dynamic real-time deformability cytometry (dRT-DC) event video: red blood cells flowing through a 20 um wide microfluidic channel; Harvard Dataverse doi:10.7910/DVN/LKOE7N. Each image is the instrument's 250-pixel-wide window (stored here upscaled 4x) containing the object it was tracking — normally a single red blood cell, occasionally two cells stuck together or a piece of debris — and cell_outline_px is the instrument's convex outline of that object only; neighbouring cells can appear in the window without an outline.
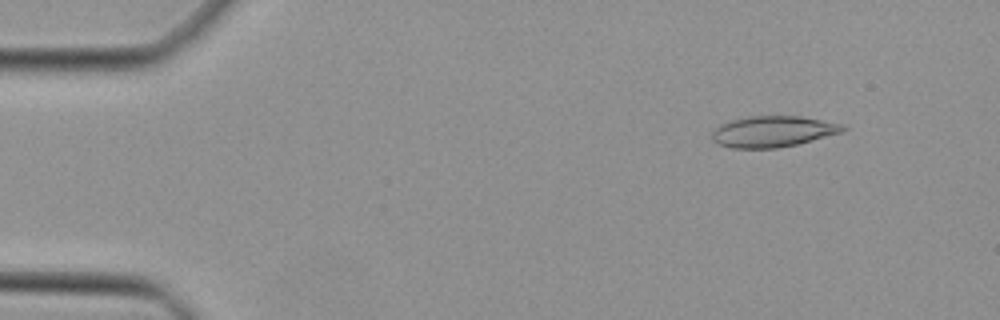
{"species": "Egyptian fruit bat (a non-hibernating species)", "species_latin": "Rousettus aegyptiacus", "temperature_condition": "cold", "stored_images_in_passage": 46, "camera_frame_rate_fps": 3000, "um_per_image_px": 0.085, "animal": {"sex": "female"}, "frame": {"image": 1, "passage_image": 5, "time_ms": 1.333, "image_size_px": [1000, 320], "cell_outline_px": [[848, 128], [840, 132], [796, 144], [776, 148], [732, 148], [720, 144], [712, 140], [712, 132], [720, 124], [732, 120], [748, 116], [800, 116], [840, 124]], "centroid_in_image_um": [65.64, 11.17], "position_along_channel_um": 19.4, "area_um2": 23.24}}
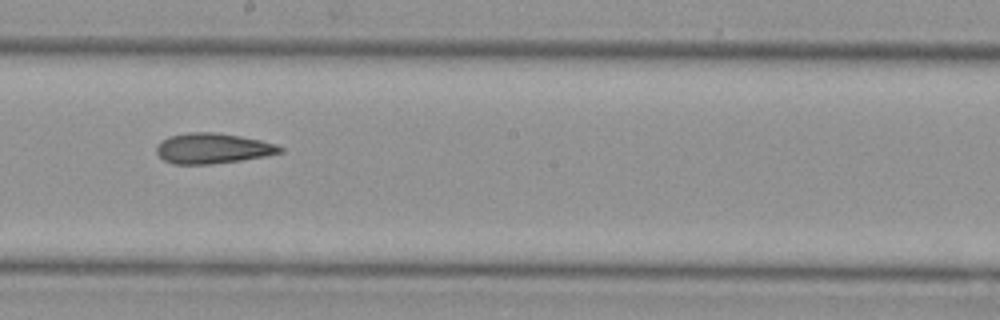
{"frame": {"image": 2, "passage_image": 26, "time_ms": 8.333, "image_size_px": [1000, 320], "cell_outline_px": [[284, 152], [264, 156], [240, 160], [212, 164], [172, 164], [164, 160], [156, 152], [156, 144], [160, 140], [168, 136], [192, 132], [216, 132], [240, 136], [260, 140], [276, 144], [284, 148]], "centroid_in_image_um": [18.05, 12.61], "position_along_channel_um": 230.1, "area_um2": 21.96}}
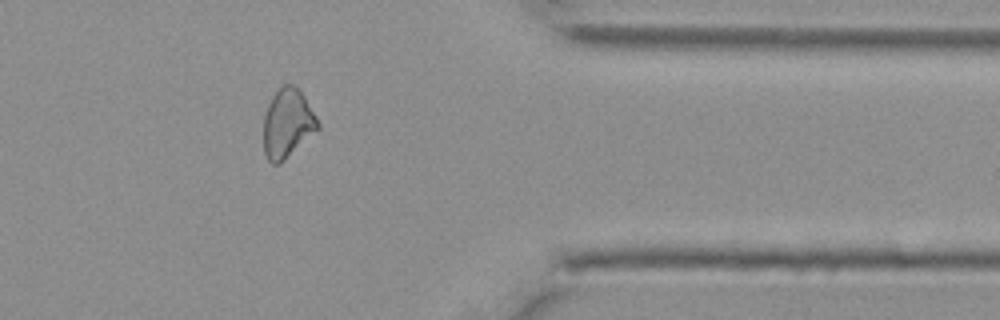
{"frame": {"image": 3, "passage_image": 38, "time_ms": 12.333, "image_size_px": [1000, 320], "cell_outline_px": [[320, 128], [280, 164], [272, 164], [268, 160], [264, 152], [264, 116], [268, 104], [272, 96], [280, 84], [292, 84], [300, 88], [316, 116], [320, 124]], "centroid_in_image_um": [24.44, 10.46], "position_along_channel_um": 387.0, "area_um2": 22.08}}